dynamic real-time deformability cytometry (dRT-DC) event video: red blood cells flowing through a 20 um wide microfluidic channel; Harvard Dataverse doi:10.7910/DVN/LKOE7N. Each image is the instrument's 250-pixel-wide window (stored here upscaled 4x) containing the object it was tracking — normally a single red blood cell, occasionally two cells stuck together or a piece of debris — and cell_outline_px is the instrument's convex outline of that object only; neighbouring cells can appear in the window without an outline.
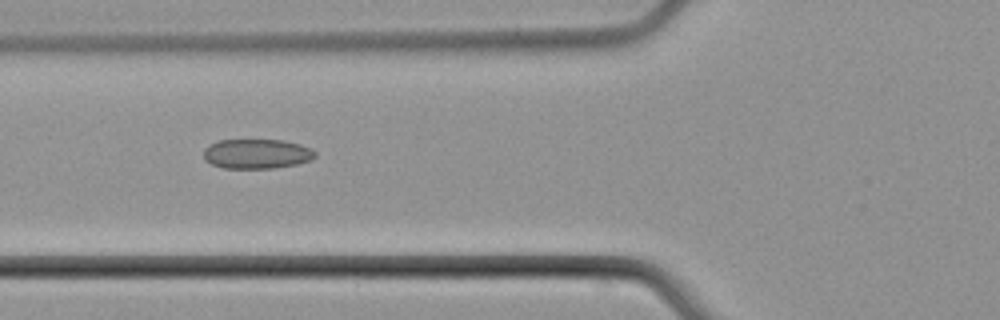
{"species": "common noctule bat (a hibernating species)", "species_latin": "Nyctalus noctula", "temperature_condition": "cold", "stored_images_in_passage": 8, "camera_frame_rate_fps": 3000, "um_per_image_px": 0.085, "animal": {"sex": "male", "body_mass_g": 21.5, "forearm_length_mm": 52.0}, "frame": {"image": 1, "passage_image": 4, "time_ms": 4.667, "image_size_px": [1000, 320], "cell_outline_px": [[316, 156], [312, 160], [296, 164], [276, 168], [224, 168], [212, 164], [204, 160], [204, 148], [208, 144], [220, 140], [284, 140], [300, 144], [312, 148], [316, 152]], "centroid_in_image_um": [21.84, 13.07], "position_along_channel_um": 104.0, "area_um2": 19.48}}
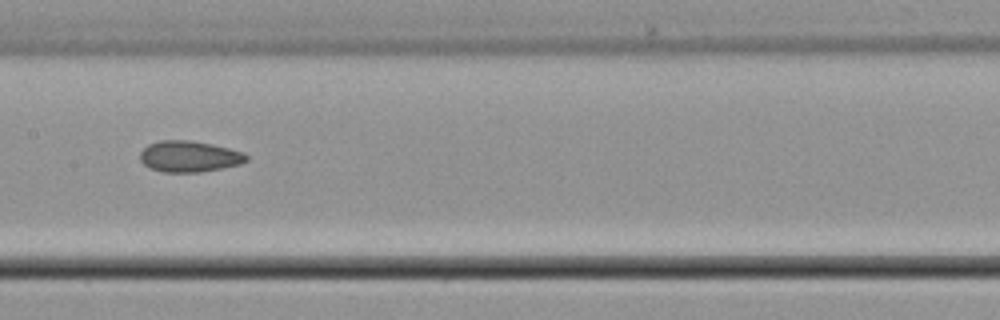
{"frame": {"image": 2, "passage_image": 6, "time_ms": 7.0, "image_size_px": [1000, 320], "cell_outline_px": [[248, 160], [240, 164], [200, 172], [164, 172], [148, 168], [140, 160], [140, 152], [148, 144], [160, 140], [192, 140], [212, 144], [244, 152], [248, 156]], "centroid_in_image_um": [16.07, 13.29], "position_along_channel_um": 191.3, "area_um2": 19.36}}
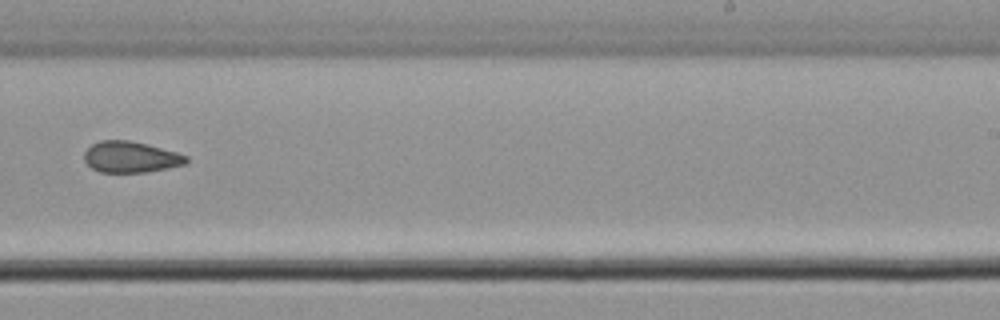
{"frame": {"image": 3, "passage_image": 8, "time_ms": 9.333, "image_size_px": [1000, 320], "cell_outline_px": [[188, 160], [184, 164], [168, 168], [144, 172], [100, 172], [92, 168], [84, 160], [84, 152], [92, 144], [100, 140], [128, 140], [148, 144], [176, 152], [188, 156]], "centroid_in_image_um": [11.1, 13.34], "position_along_channel_um": 277.9, "area_um2": 18.44}}